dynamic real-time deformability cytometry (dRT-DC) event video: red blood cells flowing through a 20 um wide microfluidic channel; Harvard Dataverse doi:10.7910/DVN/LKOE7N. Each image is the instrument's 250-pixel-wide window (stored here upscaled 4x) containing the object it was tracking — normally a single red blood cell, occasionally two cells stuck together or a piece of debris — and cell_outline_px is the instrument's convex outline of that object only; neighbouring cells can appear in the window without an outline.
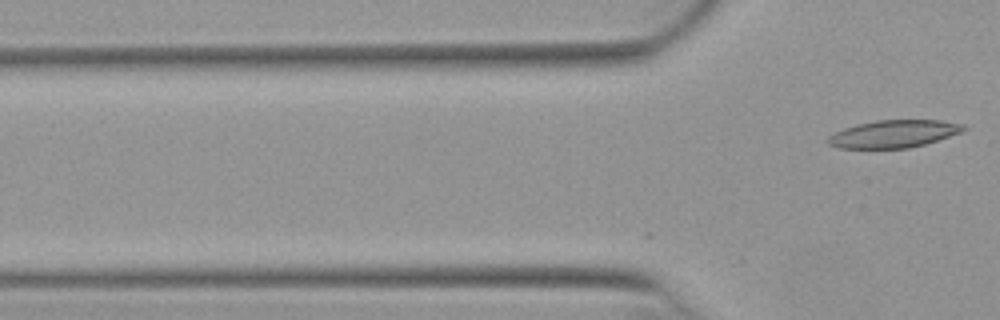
{"species": "Egyptian fruit bat (a non-hibernating species)", "species_latin": "Rousettus aegyptiacus", "temperature_condition": "warm", "stored_images_in_passage": 11, "camera_frame_rate_fps": 3000, "um_per_image_px": 0.085, "animal": {"sex": "female"}, "frame": {"image": 1, "passage_image": 11, "time_ms": 3.333, "image_size_px": [1000, 320], "cell_outline_px": [[968, 128], [960, 132], [924, 144], [908, 148], [840, 148], [828, 144], [824, 140], [828, 136], [844, 128], [856, 124], [876, 120], [940, 120], [964, 124]], "centroid_in_image_um": [75.92, 11.37], "position_along_channel_um": 49.9, "area_um2": 21.68}}